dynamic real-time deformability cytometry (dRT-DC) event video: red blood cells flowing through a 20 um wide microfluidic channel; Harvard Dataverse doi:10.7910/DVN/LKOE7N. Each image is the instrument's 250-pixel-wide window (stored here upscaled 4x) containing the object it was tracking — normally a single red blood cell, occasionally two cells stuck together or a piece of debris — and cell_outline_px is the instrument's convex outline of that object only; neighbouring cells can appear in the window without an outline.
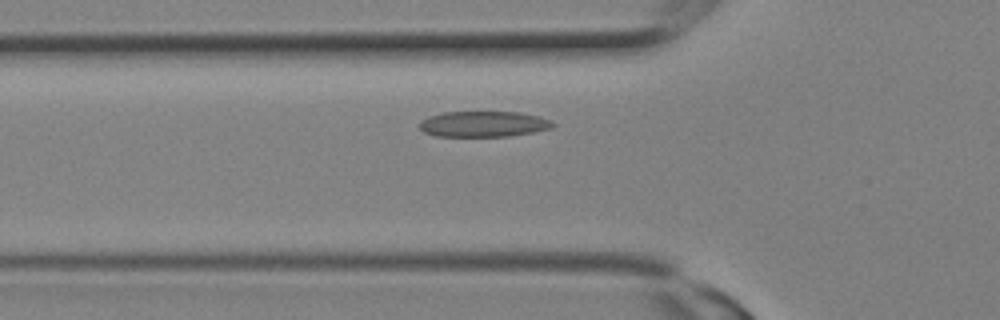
{"species": "Egyptian fruit bat (a non-hibernating species)", "species_latin": "Rousettus aegyptiacus", "temperature_condition": "room temperature", "stored_images_in_passage": 4, "camera_frame_rate_fps": 3000, "um_per_image_px": 0.085, "animal": {"sex": "female"}, "frame": {"image": 1, "passage_image": 2, "time_ms": 0.333, "image_size_px": [1000, 320], "cell_outline_px": [[556, 124], [552, 128], [532, 132], [508, 136], [436, 136], [424, 132], [420, 128], [420, 120], [428, 116], [444, 112], [520, 112], [536, 116], [548, 120]], "centroid_in_image_um": [41.06, 10.54], "position_along_channel_um": 84.7, "area_um2": 19.83}}
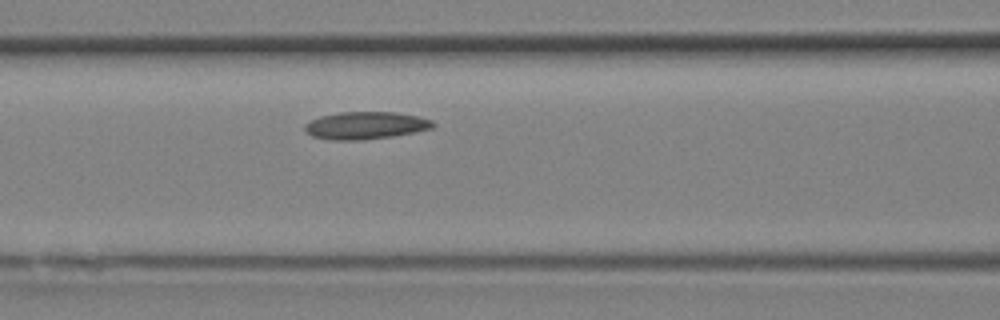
{"frame": {"image": 2, "passage_image": 4, "time_ms": 1.0, "image_size_px": [1000, 320], "cell_outline_px": [[436, 124], [432, 128], [392, 136], [356, 140], [332, 140], [312, 136], [304, 128], [304, 124], [320, 116], [340, 112], [396, 112], [416, 116], [432, 120]], "centroid_in_image_um": [31.06, 10.65], "position_along_channel_um": 135.5, "area_um2": 20.23}}